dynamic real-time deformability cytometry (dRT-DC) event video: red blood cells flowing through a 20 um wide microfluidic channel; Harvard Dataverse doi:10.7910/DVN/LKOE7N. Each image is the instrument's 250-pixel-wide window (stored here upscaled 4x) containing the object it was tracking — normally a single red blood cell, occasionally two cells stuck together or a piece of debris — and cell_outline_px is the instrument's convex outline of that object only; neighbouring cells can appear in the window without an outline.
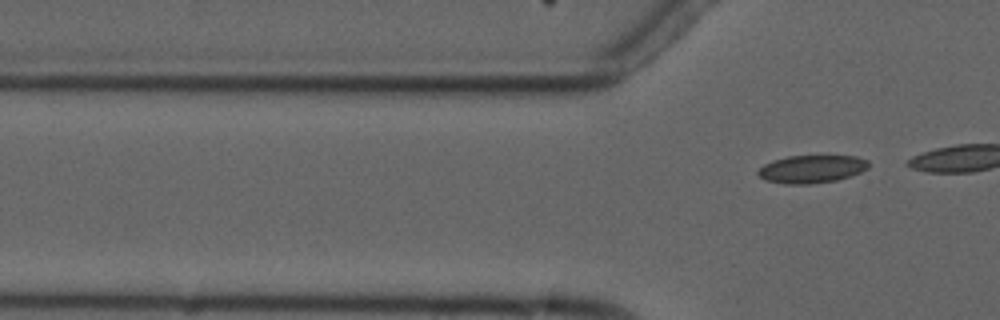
{"species": "common noctule bat (a hibernating species)", "species_latin": "Nyctalus noctula", "temperature_condition": "cold", "stored_images_in_passage": 3, "camera_frame_rate_fps": 3000, "um_per_image_px": 0.085, "animal": {"sex": "male", "forearm_length_mm": 52.5}, "frame": {"image": 1, "passage_image": 3, "time_ms": 2.333, "image_size_px": [1000, 320], "cell_outline_px": [[868, 168], [852, 176], [836, 180], [808, 184], [784, 184], [764, 180], [756, 172], [764, 164], [772, 160], [788, 156], [856, 156], [868, 160]], "centroid_in_image_um": [68.98, 14.37], "position_along_channel_um": 56.8, "area_um2": 17.98}}